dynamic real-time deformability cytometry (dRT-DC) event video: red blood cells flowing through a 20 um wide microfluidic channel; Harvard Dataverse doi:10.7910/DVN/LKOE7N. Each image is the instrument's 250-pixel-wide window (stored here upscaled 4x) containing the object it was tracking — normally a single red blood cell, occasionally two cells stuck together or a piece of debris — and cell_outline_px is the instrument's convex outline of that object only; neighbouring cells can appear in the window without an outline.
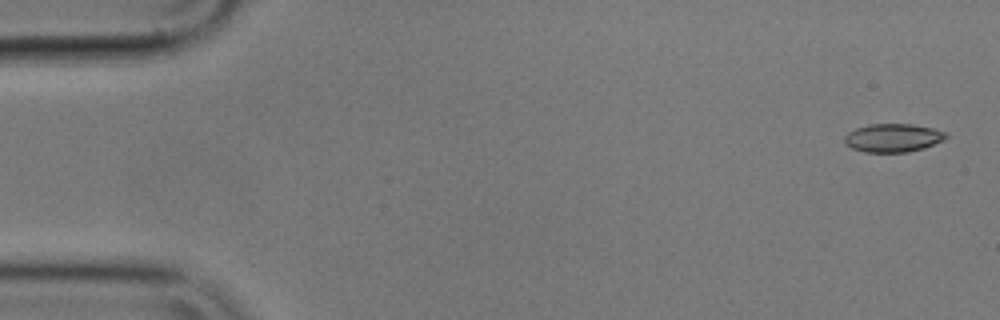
{"species": "common noctule bat (a hibernating species)", "species_latin": "Nyctalus noctula", "temperature_condition": "cold", "stored_images_in_passage": 56, "camera_frame_rate_fps": 3000, "um_per_image_px": 0.085, "animal": {"sex": "male", "body_mass_g": 17.9}, "frame": {"image": 1, "passage_image": 2, "time_ms": 0.333, "image_size_px": [1000, 320], "cell_outline_px": [[948, 136], [944, 140], [924, 148], [908, 152], [864, 152], [852, 148], [844, 144], [844, 136], [848, 132], [856, 128], [868, 124], [912, 124], [932, 128], [948, 132]], "centroid_in_image_um": [75.9, 11.71], "position_along_channel_um": 9.1, "area_um2": 16.94}}
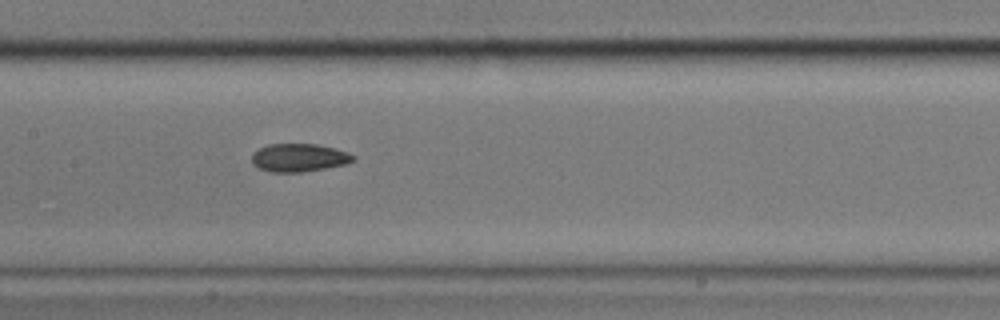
{"frame": {"image": 2, "passage_image": 27, "time_ms": 8.667, "image_size_px": [1000, 320], "cell_outline_px": [[356, 160], [344, 164], [324, 168], [300, 172], [268, 172], [252, 164], [252, 152], [268, 144], [316, 144], [336, 148], [348, 152], [356, 156]], "centroid_in_image_um": [25.41, 13.39], "position_along_channel_um": 182.0, "area_um2": 16.65}}
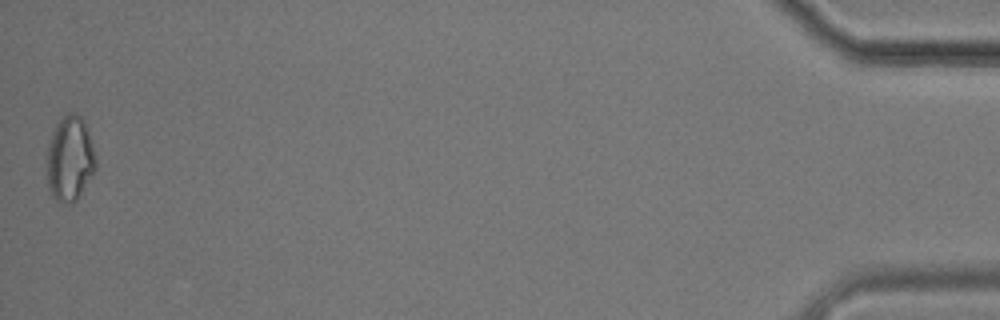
{"frame": {"image": 3, "passage_image": 56, "time_ms": 18.333, "image_size_px": [1000, 320], "cell_outline_px": [[96, 168], [76, 200], [72, 204], [60, 204], [52, 196], [48, 188], [44, 156], [48, 144], [56, 124], [68, 112], [76, 112], [84, 120], [92, 144], [96, 160]], "centroid_in_image_um": [5.89, 13.51], "position_along_channel_um": 429.3, "area_um2": 24.68}, "authors_computed_cell_mechanics": {"area_um2": 16.9354, "velocity_mm_per_s": 3.5304, "shape_relaxation_time_tau1_ms": null, "shape_relaxation_time_tau2_ms": 2.1536, "deformation_change_tau1": null, "deformation_change_tau2": 0.0754}}